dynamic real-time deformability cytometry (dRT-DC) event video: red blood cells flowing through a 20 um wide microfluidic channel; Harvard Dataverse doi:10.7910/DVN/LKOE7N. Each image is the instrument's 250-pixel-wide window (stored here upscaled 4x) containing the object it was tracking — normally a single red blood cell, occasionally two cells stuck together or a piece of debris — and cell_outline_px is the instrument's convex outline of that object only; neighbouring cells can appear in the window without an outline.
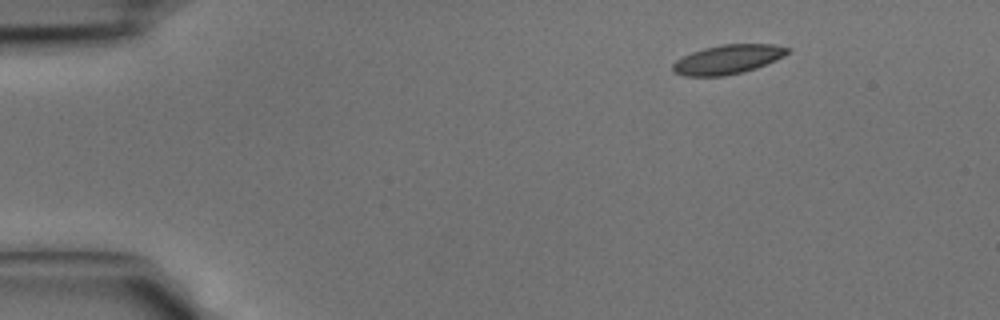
{"species": "common noctule bat (a hibernating species)", "species_latin": "Nyctalus noctula", "temperature_condition": "cold", "stored_images_in_passage": 37, "camera_frame_rate_fps": 3000, "um_per_image_px": 0.085, "animal": {"sex": "male", "body_mass_g": 15.6}, "frame": {"image": 1, "passage_image": 1, "time_ms": 0.0, "image_size_px": [1000, 320], "cell_outline_px": [[792, 52], [776, 60], [756, 68], [744, 72], [724, 76], [684, 76], [672, 72], [672, 64], [676, 60], [692, 52], [704, 48], [720, 44], [772, 44], [792, 48]], "centroid_in_image_um": [61.88, 5.05], "position_along_channel_um": 23.1, "area_um2": 19.77}}
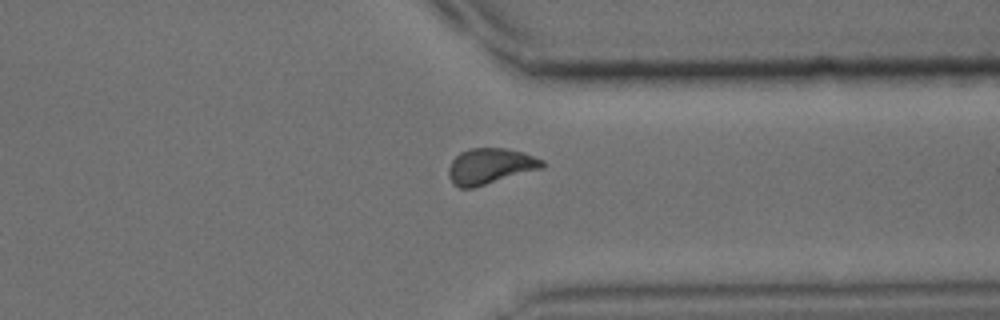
{"frame": {"image": 2, "passage_image": 28, "time_ms": 9.0, "image_size_px": [1000, 320], "cell_outline_px": [[544, 168], [472, 188], [460, 188], [452, 184], [448, 176], [448, 168], [452, 160], [460, 152], [468, 148], [504, 148], [524, 152], [544, 160]], "centroid_in_image_um": [41.65, 14.12], "position_along_channel_um": 369.7, "area_um2": 19.71}}
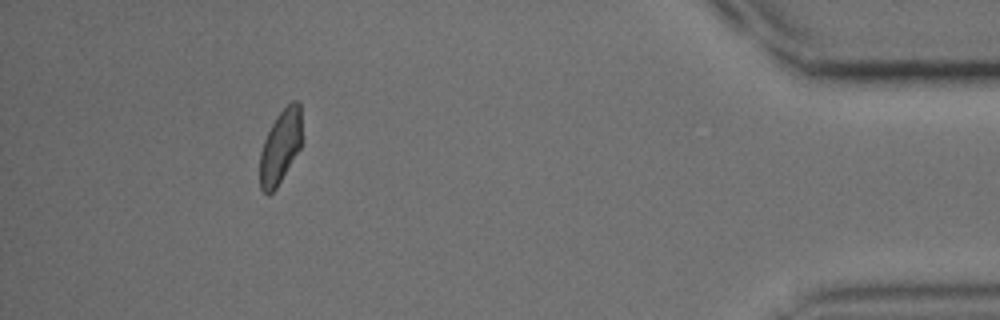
{"frame": {"image": 3, "passage_image": 34, "time_ms": 11.0, "image_size_px": [1000, 320], "cell_outline_px": [[304, 140], [300, 148], [276, 188], [268, 196], [260, 188], [260, 152], [264, 140], [276, 116], [292, 100], [300, 100]], "centroid_in_image_um": [23.88, 12.42], "position_along_channel_um": 411.3, "area_um2": 18.44}}